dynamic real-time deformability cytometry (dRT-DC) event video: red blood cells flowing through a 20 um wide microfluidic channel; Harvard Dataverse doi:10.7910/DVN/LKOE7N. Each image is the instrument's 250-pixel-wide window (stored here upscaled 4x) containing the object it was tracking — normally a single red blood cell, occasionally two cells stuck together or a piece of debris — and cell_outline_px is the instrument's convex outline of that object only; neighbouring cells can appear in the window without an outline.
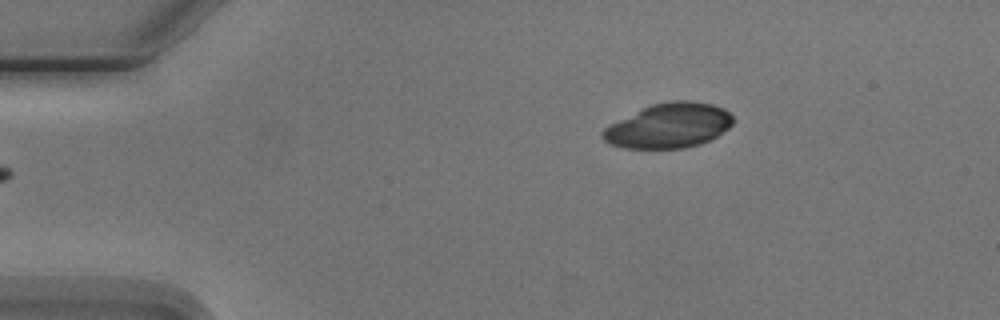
{"species": "Egyptian fruit bat (a non-hibernating species)", "species_latin": "Rousettus aegyptiacus", "temperature_condition": "cold", "stored_images_in_passage": 2, "camera_frame_rate_fps": 3000, "um_per_image_px": 0.085, "animal": {"sex": "male"}, "frame": {"image": 1, "passage_image": 2, "time_ms": 1.333, "image_size_px": [1000, 320], "cell_outline_px": [[736, 120], [728, 128], [716, 136], [700, 144], [684, 148], [624, 148], [612, 144], [604, 140], [600, 136], [600, 132], [604, 128], [640, 108], [652, 104], [668, 100], [688, 100], [712, 104], [724, 108]], "centroid_in_image_um": [56.85, 10.67], "position_along_channel_um": 28.2, "area_um2": 34.04}}